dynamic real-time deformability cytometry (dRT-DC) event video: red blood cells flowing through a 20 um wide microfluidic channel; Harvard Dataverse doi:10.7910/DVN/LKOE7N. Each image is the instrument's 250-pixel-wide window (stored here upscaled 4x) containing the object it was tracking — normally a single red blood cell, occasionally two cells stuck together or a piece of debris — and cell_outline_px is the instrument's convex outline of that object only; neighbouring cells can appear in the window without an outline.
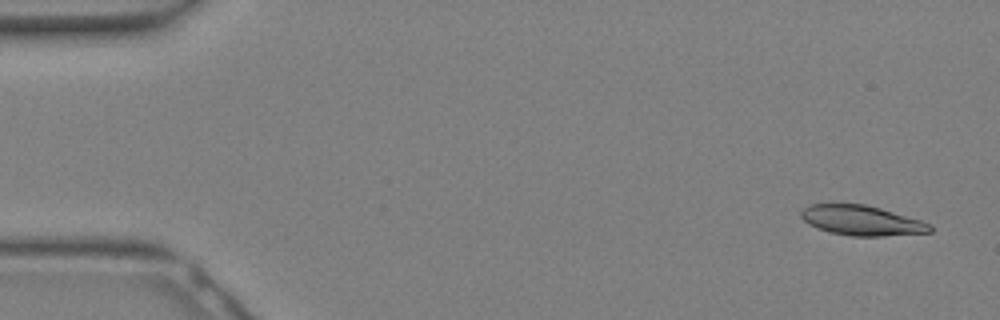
{"species": "Egyptian fruit bat (a non-hibernating species)", "species_latin": "Rousettus aegyptiacus", "temperature_condition": "warm", "stored_images_in_passage": 21, "camera_frame_rate_fps": 3000, "um_per_image_px": 0.085, "animal": {"sex": "female"}, "frame": {"image": 1, "passage_image": 2, "time_ms": 0.333, "image_size_px": [1000, 320], "cell_outline_px": [[932, 232], [884, 236], [852, 236], [828, 232], [808, 224], [800, 216], [800, 212], [808, 204], [864, 204], [880, 208], [920, 220], [932, 224]], "centroid_in_image_um": [73.23, 18.74], "position_along_channel_um": 11.8, "area_um2": 22.48}}
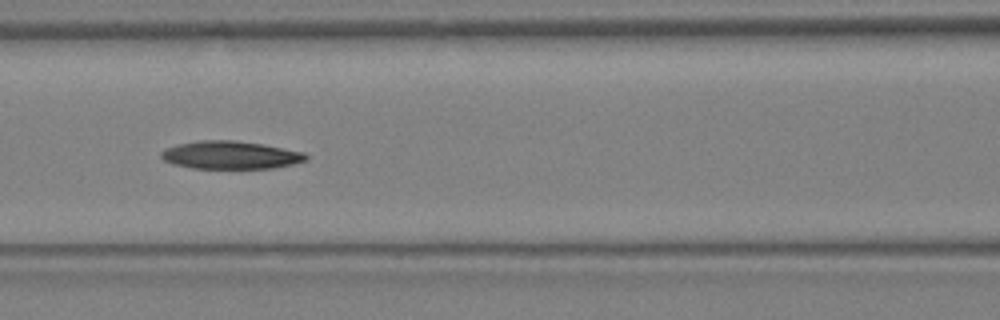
{"frame": {"image": 2, "passage_image": 14, "time_ms": 4.333, "image_size_px": [1000, 320], "cell_outline_px": [[308, 160], [276, 168], [192, 168], [172, 164], [164, 160], [160, 156], [160, 152], [164, 148], [180, 144], [200, 140], [236, 140], [264, 144], [304, 152], [308, 156]], "centroid_in_image_um": [19.6, 13.17], "position_along_channel_um": 147.0, "area_um2": 23.7}}
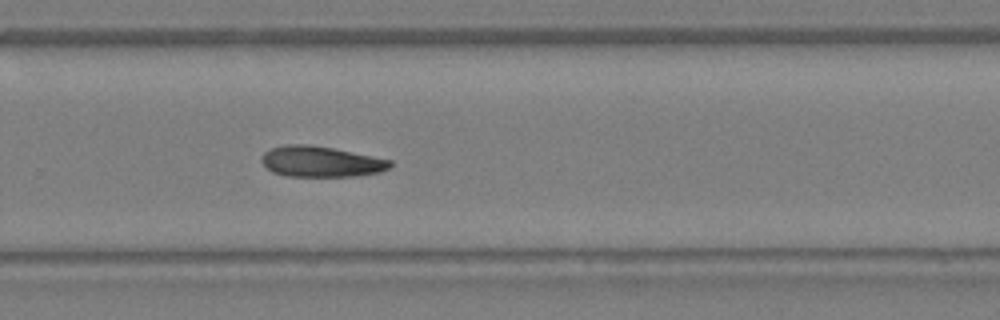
{"frame": {"image": 3, "passage_image": 21, "time_ms": 6.667, "image_size_px": [1000, 320], "cell_outline_px": [[392, 164], [388, 168], [380, 172], [352, 176], [284, 176], [272, 172], [260, 160], [260, 156], [264, 152], [272, 148], [284, 144], [308, 144], [332, 148], [392, 160]], "centroid_in_image_um": [27.23, 13.73], "position_along_channel_um": 302.6, "area_um2": 22.95}}